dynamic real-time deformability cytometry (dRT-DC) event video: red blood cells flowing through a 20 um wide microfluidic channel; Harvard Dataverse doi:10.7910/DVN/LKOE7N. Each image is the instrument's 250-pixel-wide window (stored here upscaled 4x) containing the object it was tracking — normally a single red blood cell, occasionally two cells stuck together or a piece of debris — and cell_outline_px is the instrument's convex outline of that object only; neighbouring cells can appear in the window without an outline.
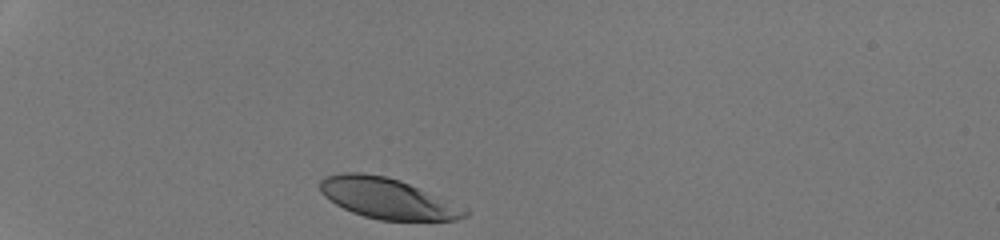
{"species": "human", "species_latin": "Homo sapiens", "temperature_condition": "room temperature", "stored_images_in_passage": 29, "camera_frame_rate_fps": 3000, "um_per_image_px": 0.085, "donor": {"sex": "male"}, "frame": {"image": 1, "passage_image": 1, "time_ms": 0.0, "image_size_px": [1000, 240], "cell_outline_px": [[468, 216], [456, 220], [380, 220], [364, 216], [352, 212], [336, 204], [324, 196], [320, 192], [320, 180], [324, 176], [344, 172], [360, 172], [384, 176], [400, 180], [468, 208]], "centroid_in_image_um": [32.94, 16.86], "position_along_channel_um": 52.1, "area_um2": 34.22}}
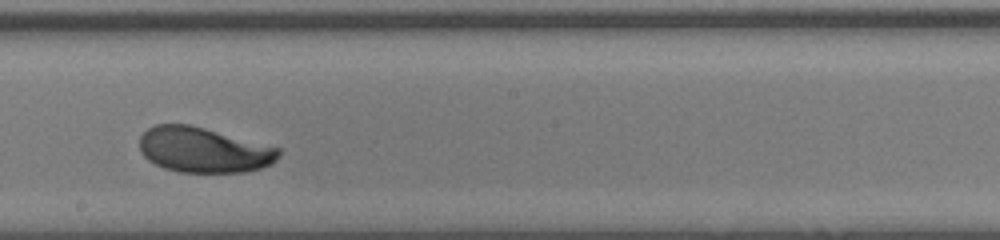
{"frame": {"image": 2, "passage_image": 17, "time_ms": 5.333, "image_size_px": [1000, 240], "cell_outline_px": [[280, 156], [272, 164], [260, 168], [244, 172], [180, 172], [164, 168], [148, 160], [140, 152], [140, 136], [148, 128], [156, 124], [192, 124], [280, 148]], "centroid_in_image_um": [17.3, 12.74], "position_along_channel_um": 230.9, "area_um2": 36.82}}
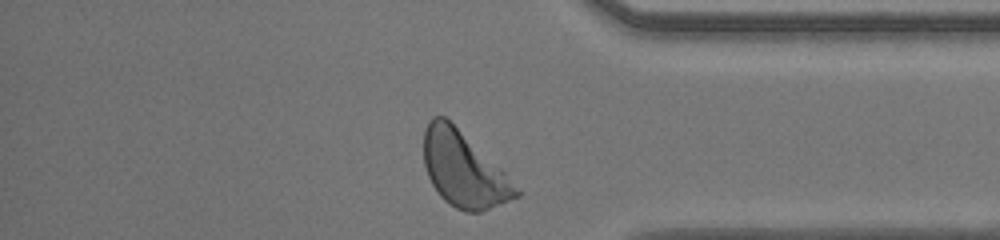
{"frame": {"image": 3, "passage_image": 29, "time_ms": 9.333, "image_size_px": [1000, 240], "cell_outline_px": [[524, 192], [520, 196], [480, 212], [464, 212], [448, 204], [440, 196], [432, 184], [428, 176], [424, 164], [424, 128], [428, 120], [432, 116], [444, 116], [500, 168]], "centroid_in_image_um": [39.41, 14.43], "position_along_channel_um": 395.8, "area_um2": 40.06}, "authors_computed_cell_mechanics": {"area_um2": 37.2232, "velocity_mm_per_s": 4.2511, "shape_relaxation_time_tau1_ms": 1.6735, "shape_relaxation_time_tau2_ms": null, "deformation_change_tau1": 0.1112, "deformation_change_tau2": null}}